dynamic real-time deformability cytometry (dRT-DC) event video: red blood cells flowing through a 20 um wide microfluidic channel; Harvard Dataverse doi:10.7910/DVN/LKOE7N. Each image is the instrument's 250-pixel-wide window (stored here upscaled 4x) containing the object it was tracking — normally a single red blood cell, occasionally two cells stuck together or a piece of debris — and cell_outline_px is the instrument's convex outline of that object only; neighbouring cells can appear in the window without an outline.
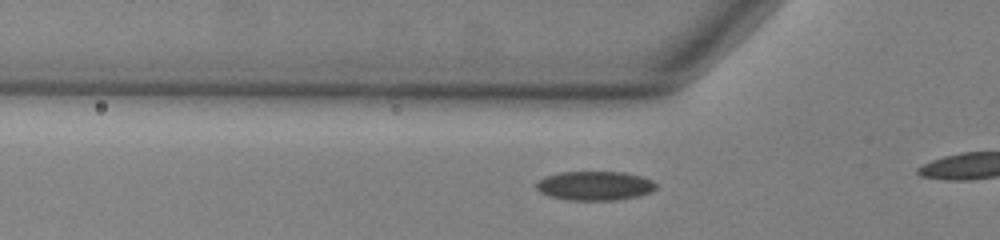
{"species": "common noctule bat (a hibernating species)", "species_latin": "Nyctalus noctula", "temperature_condition": "warm", "stored_images_in_passage": 15, "camera_frame_rate_fps": 3000, "um_per_image_px": 0.085, "animal": {"sex": "male", "body_mass_g": 13.0, "forearm_length_mm": 53.1}, "frame": {"image": 1, "passage_image": 9, "time_ms": 2.667, "image_size_px": [1000, 240], "cell_outline_px": [[656, 188], [652, 192], [636, 196], [616, 200], [568, 200], [548, 196], [540, 192], [536, 188], [536, 180], [544, 176], [560, 172], [624, 172], [640, 176], [652, 180], [656, 184]], "centroid_in_image_um": [50.51, 15.79], "position_along_channel_um": 75.3, "area_um2": 20.46}}
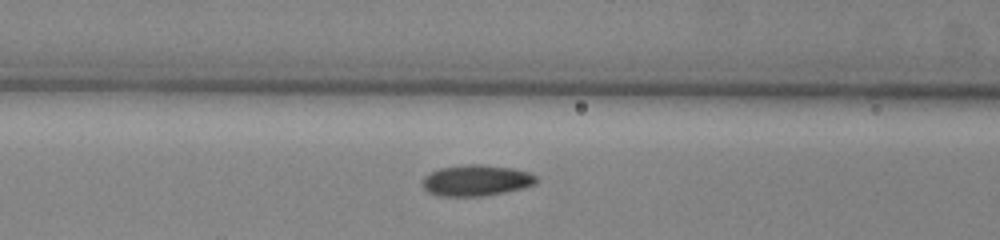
{"frame": {"image": 2, "passage_image": 13, "time_ms": 4.0, "image_size_px": [1000, 240], "cell_outline_px": [[536, 180], [532, 184], [520, 188], [504, 192], [480, 196], [440, 196], [428, 192], [424, 188], [424, 176], [440, 168], [464, 164], [480, 164], [512, 168], [528, 172], [536, 176]], "centroid_in_image_um": [40.45, 15.33], "position_along_channel_um": 126.2, "area_um2": 20.23}}